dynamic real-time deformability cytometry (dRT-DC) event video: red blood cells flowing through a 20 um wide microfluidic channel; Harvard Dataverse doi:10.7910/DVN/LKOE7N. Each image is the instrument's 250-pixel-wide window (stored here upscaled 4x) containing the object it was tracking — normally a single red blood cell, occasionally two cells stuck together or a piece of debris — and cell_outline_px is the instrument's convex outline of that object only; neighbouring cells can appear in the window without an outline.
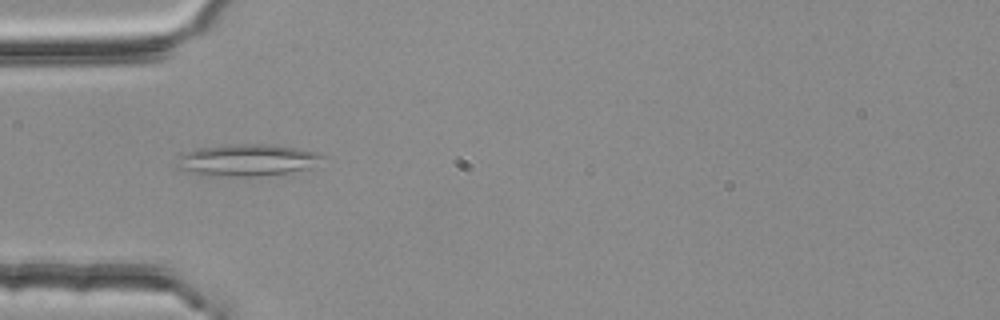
{"species": "common noctule bat (a hibernating species)", "species_latin": "Nyctalus noctula", "temperature_condition": "room temperature", "stored_images_in_passage": 2, "camera_frame_rate_fps": 3000, "um_per_image_px": 0.085, "animal": {"sex": "female", "body_mass_g": 25.1}, "frame": {"image": 1, "passage_image": 2, "time_ms": 0.333, "image_size_px": [1000, 320], "cell_outline_px": [[328, 156], [312, 168], [288, 172], [252, 176], [208, 176], [184, 172], [176, 168], [176, 164], [180, 156], [184, 152], [196, 148], [228, 144], [272, 144], [300, 148], [320, 152]], "centroid_in_image_um": [21.02, 13.6], "position_along_channel_um": 64.0, "area_um2": 27.69}}